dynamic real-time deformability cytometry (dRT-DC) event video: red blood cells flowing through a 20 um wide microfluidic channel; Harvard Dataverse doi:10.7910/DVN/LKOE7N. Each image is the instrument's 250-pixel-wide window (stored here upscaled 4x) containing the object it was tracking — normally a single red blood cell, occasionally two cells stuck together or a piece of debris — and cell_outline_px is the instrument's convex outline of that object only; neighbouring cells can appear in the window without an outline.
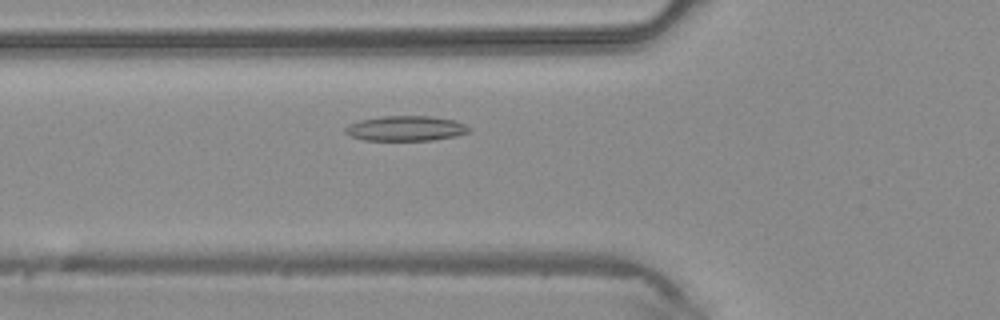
{"species": "common noctule bat (a hibernating species)", "species_latin": "Nyctalus noctula", "temperature_condition": "warm", "stored_images_in_passage": 39, "camera_frame_rate_fps": 3000, "um_per_image_px": 0.085, "animal": {"sex": "male", "body_mass_g": 20.4}, "frame": {"image": 1, "passage_image": 11, "time_ms": 3.333, "image_size_px": [1000, 320], "cell_outline_px": [[472, 132], [456, 136], [432, 140], [364, 140], [352, 136], [344, 132], [344, 128], [348, 124], [360, 120], [384, 116], [428, 116], [452, 120], [464, 124], [472, 128]], "centroid_in_image_um": [34.51, 10.92], "position_along_channel_um": 91.3, "area_um2": 18.03}}
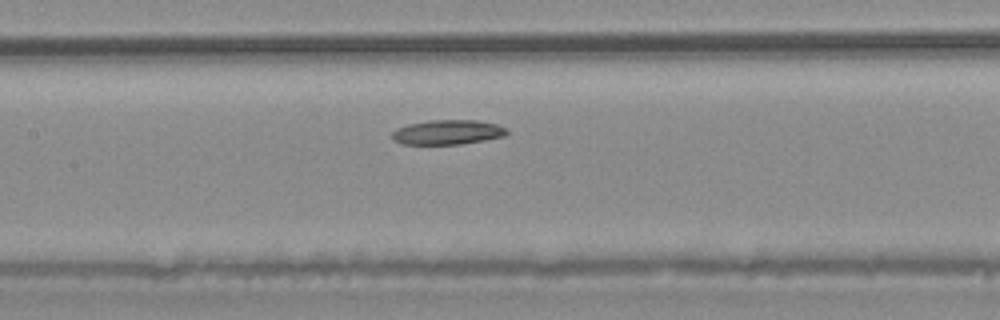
{"frame": {"image": 2, "passage_image": 16, "time_ms": 5.0, "image_size_px": [1000, 320], "cell_outline_px": [[508, 132], [504, 136], [484, 140], [460, 144], [404, 144], [396, 140], [392, 136], [392, 132], [396, 128], [408, 124], [428, 120], [476, 120], [496, 124], [508, 128]], "centroid_in_image_um": [38.07, 11.23], "position_along_channel_um": 169.3, "area_um2": 16.42}}
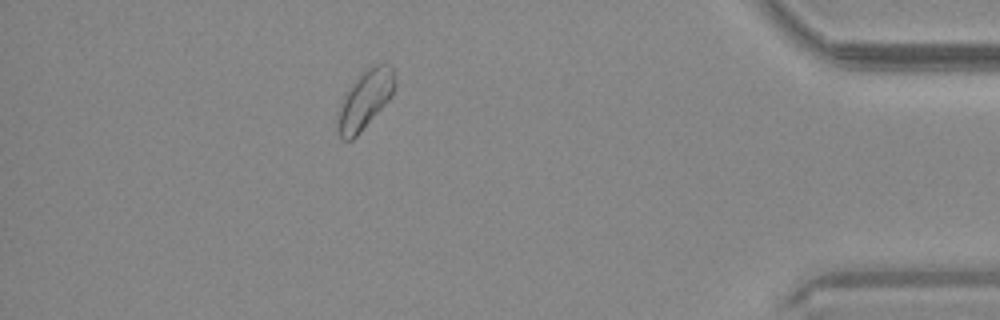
{"frame": {"image": 3, "passage_image": 34, "time_ms": 11.0, "image_size_px": [1000, 320], "cell_outline_px": [[396, 88], [392, 96], [356, 136], [352, 140], [344, 140], [340, 136], [336, 128], [336, 116], [344, 92], [368, 68], [384, 60], [392, 64], [396, 84]], "centroid_in_image_um": [31.03, 8.44], "position_along_channel_um": 404.2, "area_um2": 19.71}}